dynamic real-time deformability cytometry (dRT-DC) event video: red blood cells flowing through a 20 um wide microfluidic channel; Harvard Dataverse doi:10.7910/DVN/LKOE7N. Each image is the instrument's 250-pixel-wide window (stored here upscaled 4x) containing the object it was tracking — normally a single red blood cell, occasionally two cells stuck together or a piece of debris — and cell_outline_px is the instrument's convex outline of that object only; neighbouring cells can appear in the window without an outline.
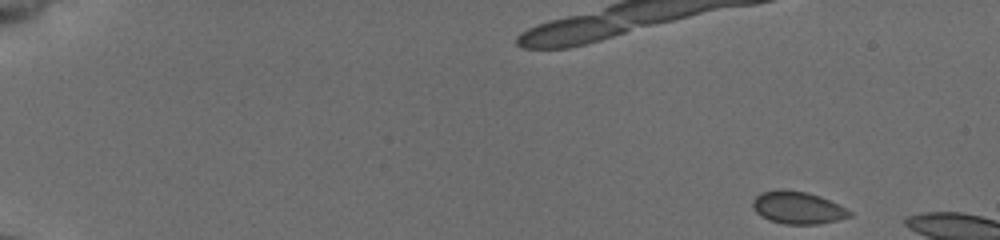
{"species": "common noctule bat (a hibernating species)", "species_latin": "Nyctalus noctula", "temperature_condition": "cold", "stored_images_in_passage": 8, "camera_frame_rate_fps": 3000, "um_per_image_px": 0.085, "animal": {"sex": "female", "body_mass_g": 19.5, "forearm_length_mm": 54.1}, "frame": {"image": 1, "passage_image": 1, "time_ms": 0.0, "image_size_px": [1000, 240], "cell_outline_px": [[852, 216], [836, 220], [816, 224], [784, 224], [768, 220], [760, 216], [752, 208], [752, 200], [760, 192], [780, 188], [808, 192], [820, 196], [852, 212]], "centroid_in_image_um": [67.73, 17.64], "position_along_channel_um": 17.3, "area_um2": 18.38}}